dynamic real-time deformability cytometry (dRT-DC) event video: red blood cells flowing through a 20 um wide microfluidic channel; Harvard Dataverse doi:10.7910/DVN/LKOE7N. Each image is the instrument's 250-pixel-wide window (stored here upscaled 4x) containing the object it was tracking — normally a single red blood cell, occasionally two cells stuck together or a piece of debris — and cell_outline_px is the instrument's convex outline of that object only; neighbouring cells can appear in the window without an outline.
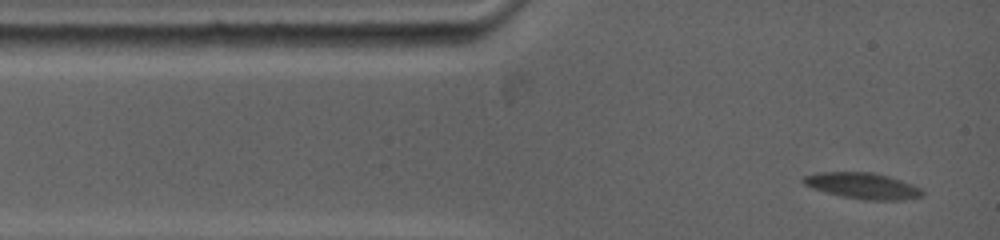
{"species": "common noctule bat (a hibernating species)", "species_latin": "Nyctalus noctula", "temperature_condition": "warm", "stored_images_in_passage": 3, "camera_frame_rate_fps": 5000, "um_per_image_px": 0.085, "animal": {"sex": "female", "body_mass_g": 19.0, "forearm_length_mm": 53.3}, "frame": {"image": 1, "passage_image": 1, "time_ms": 0.0, "image_size_px": [1000, 240], "cell_outline_px": [[924, 196], [904, 200], [864, 200], [824, 192], [812, 188], [804, 184], [800, 180], [804, 176], [816, 172], [872, 172], [888, 176], [912, 184], [920, 188], [924, 192]], "centroid_in_image_um": [73.32, 15.79], "position_along_channel_um": 11.7, "area_um2": 18.15}}
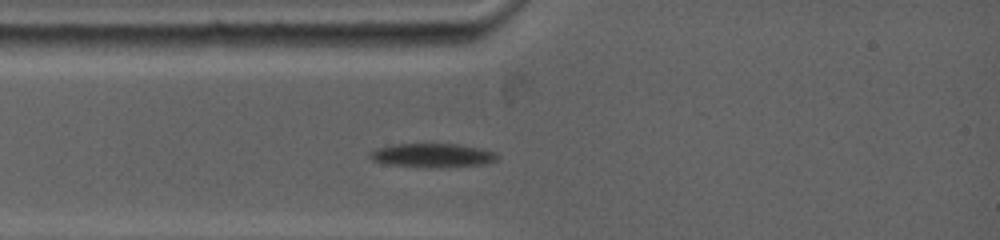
{"frame": {"image": 2, "passage_image": 3, "time_ms": 2.0, "image_size_px": [1000, 240], "cell_outline_px": [[500, 156], [496, 160], [484, 164], [388, 164], [372, 160], [368, 156], [368, 152], [376, 148], [396, 144], [460, 144], [480, 148], [496, 152]], "centroid_in_image_um": [36.74, 13.13], "position_along_channel_um": 48.3, "area_um2": 16.42}}